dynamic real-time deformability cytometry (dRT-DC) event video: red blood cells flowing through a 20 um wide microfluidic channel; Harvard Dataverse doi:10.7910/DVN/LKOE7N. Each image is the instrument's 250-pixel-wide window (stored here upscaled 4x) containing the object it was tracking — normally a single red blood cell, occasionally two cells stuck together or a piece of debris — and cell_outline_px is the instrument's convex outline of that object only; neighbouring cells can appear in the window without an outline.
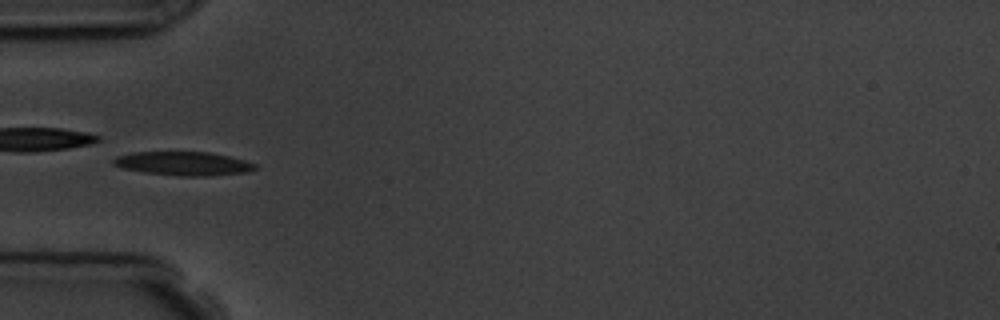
{"species": "common noctule bat (a hibernating species)", "species_latin": "Nyctalus noctula", "temperature_condition": "room temperature", "stored_images_in_passage": 9, "camera_frame_rate_fps": 3000, "um_per_image_px": 0.085, "animal": {"sex": "male", "body_mass_g": 19.5, "forearm_length_mm": 54.6}, "frame": {"image": 1, "passage_image": 4, "time_ms": 3.667, "image_size_px": [1000, 320], "cell_outline_px": [[260, 168], [248, 172], [208, 176], [180, 176], [144, 172], [120, 168], [112, 164], [112, 160], [116, 156], [132, 152], [208, 152], [228, 156], [244, 160], [256, 164]], "centroid_in_image_um": [15.58, 13.9], "position_along_channel_um": 69.4, "area_um2": 19.77}}
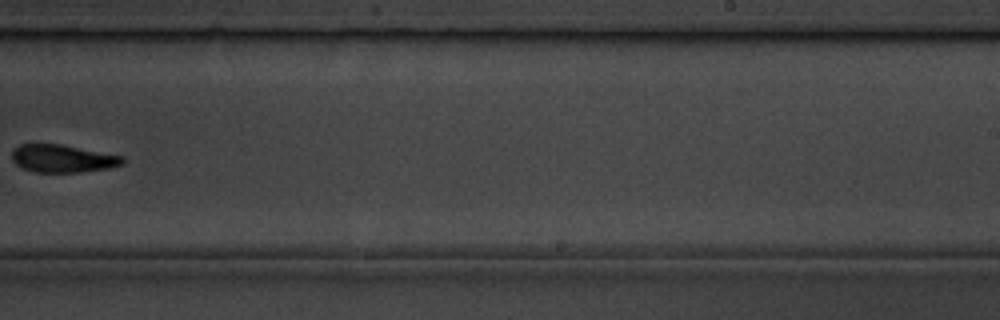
{"frame": {"image": 2, "passage_image": 9, "time_ms": 9.333, "image_size_px": [1000, 320], "cell_outline_px": [[124, 164], [112, 168], [80, 172], [32, 172], [16, 164], [12, 160], [12, 152], [20, 144], [60, 144], [124, 156]], "centroid_in_image_um": [5.36, 13.48], "position_along_channel_um": 283.6, "area_um2": 17.92}}